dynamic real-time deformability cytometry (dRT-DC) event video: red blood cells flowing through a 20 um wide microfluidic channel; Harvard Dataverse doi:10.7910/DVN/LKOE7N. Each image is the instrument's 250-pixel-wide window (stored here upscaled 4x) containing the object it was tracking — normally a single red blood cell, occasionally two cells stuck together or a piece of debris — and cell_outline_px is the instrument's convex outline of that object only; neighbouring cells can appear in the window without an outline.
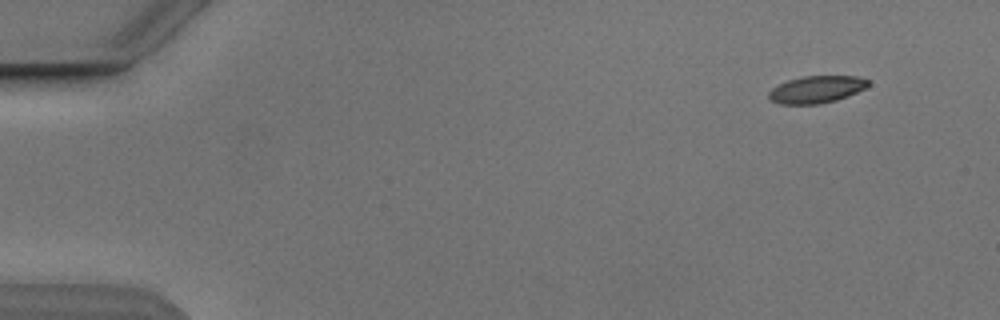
{"species": "Egyptian fruit bat (a non-hibernating species)", "species_latin": "Rousettus aegyptiacus", "temperature_condition": "cold", "stored_images_in_passage": 3, "camera_frame_rate_fps": 3000, "um_per_image_px": 0.085, "animal": {"sex": "male"}, "frame": {"image": 1, "passage_image": 1, "time_ms": 0.0, "image_size_px": [1000, 320], "cell_outline_px": [[868, 84], [864, 88], [848, 96], [836, 100], [820, 104], [780, 104], [772, 100], [768, 96], [768, 92], [772, 88], [788, 80], [804, 76], [856, 76], [868, 80]], "centroid_in_image_um": [69.38, 7.6], "position_along_channel_um": 15.6, "area_um2": 15.55}}